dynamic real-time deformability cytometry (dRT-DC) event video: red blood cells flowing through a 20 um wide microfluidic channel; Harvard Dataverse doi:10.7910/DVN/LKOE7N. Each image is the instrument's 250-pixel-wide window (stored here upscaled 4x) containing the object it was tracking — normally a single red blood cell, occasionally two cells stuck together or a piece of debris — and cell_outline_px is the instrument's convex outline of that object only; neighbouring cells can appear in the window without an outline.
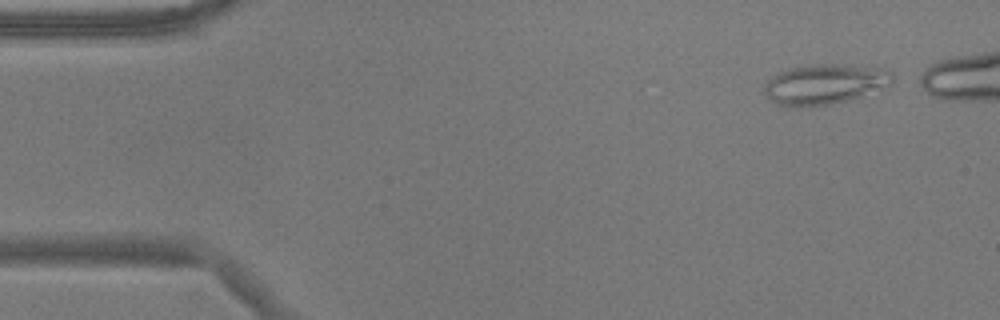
{"species": "common noctule bat (a hibernating species)", "species_latin": "Nyctalus noctula", "temperature_condition": "warm", "stored_images_in_passage": 8, "camera_frame_rate_fps": 3000, "um_per_image_px": 0.085, "animal": {"sex": "male", "body_mass_g": 17.9}, "frame": {"image": 1, "passage_image": 2, "time_ms": 0.333, "image_size_px": [1000, 320], "cell_outline_px": [[892, 84], [884, 88], [848, 100], [828, 104], [792, 108], [776, 104], [764, 92], [764, 84], [768, 80], [780, 72], [792, 68], [816, 64], [844, 64], [876, 68], [892, 72]], "centroid_in_image_um": [70.09, 7.17], "position_along_channel_um": 14.9, "area_um2": 29.71}}